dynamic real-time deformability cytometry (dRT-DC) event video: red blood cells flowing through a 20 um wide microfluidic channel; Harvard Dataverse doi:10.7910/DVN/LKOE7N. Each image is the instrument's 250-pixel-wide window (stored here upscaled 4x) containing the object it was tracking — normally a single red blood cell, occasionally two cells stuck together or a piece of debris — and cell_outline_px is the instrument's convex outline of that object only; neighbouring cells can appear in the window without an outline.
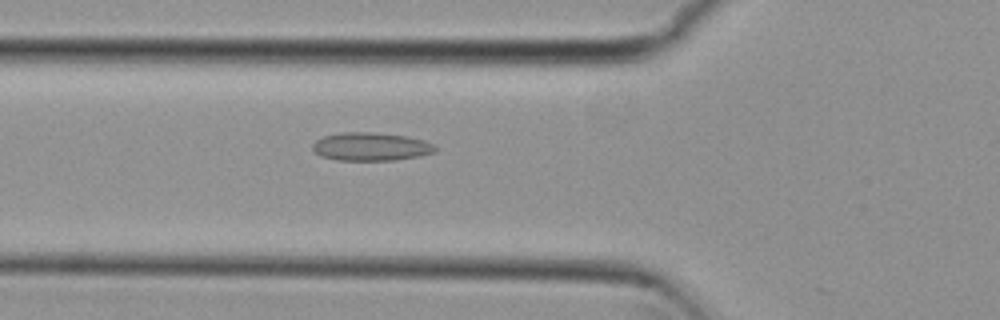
{"species": "common noctule bat (a hibernating species)", "species_latin": "Nyctalus noctula", "temperature_condition": "cold", "stored_images_in_passage": 54, "camera_frame_rate_fps": 3000, "um_per_image_px": 0.085, "animal": {"sex": "female", "body_mass_g": 29.2, "forearm_length_mm": 56.3}, "frame": {"image": 1, "passage_image": 19, "time_ms": 6.0, "image_size_px": [1000, 320], "cell_outline_px": [[436, 152], [420, 156], [396, 160], [336, 160], [320, 156], [312, 148], [312, 144], [316, 140], [324, 136], [340, 132], [372, 132], [408, 136], [424, 140], [436, 144]], "centroid_in_image_um": [31.56, 12.46], "position_along_channel_um": 94.2, "area_um2": 20.4}}
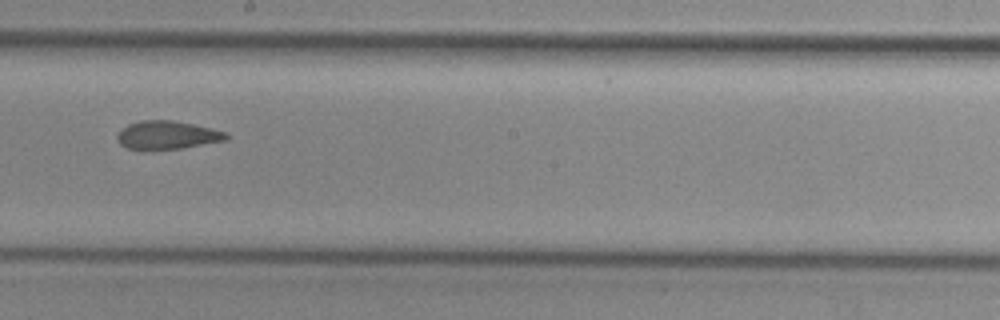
{"frame": {"image": 2, "passage_image": 30, "time_ms": 9.667, "image_size_px": [1000, 320], "cell_outline_px": [[228, 140], [180, 148], [152, 152], [128, 148], [120, 144], [116, 140], [116, 136], [128, 124], [140, 120], [172, 120], [212, 128], [228, 132]], "centroid_in_image_um": [14.2, 11.51], "position_along_channel_um": 234.0, "area_um2": 18.38}}
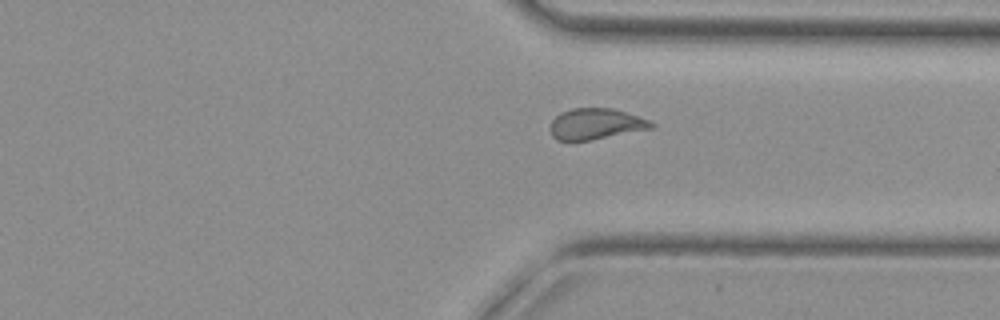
{"frame": {"image": 3, "passage_image": 40, "time_ms": 13.0, "image_size_px": [1000, 320], "cell_outline_px": [[656, 128], [588, 140], [556, 140], [552, 136], [552, 120], [560, 112], [572, 108], [612, 108], [648, 120], [656, 124]], "centroid_in_image_um": [50.67, 10.53], "position_along_channel_um": 360.7, "area_um2": 18.03}, "authors_computed_cell_mechanics": {"area_um2": 19.4786, "velocity_mm_per_s": 3.7968, "shape_relaxation_time_tau1_ms": null, "shape_relaxation_time_tau2_ms": 3.0422, "deformation_change_tau1": null, "deformation_change_tau2": 0.1126}}